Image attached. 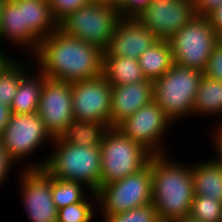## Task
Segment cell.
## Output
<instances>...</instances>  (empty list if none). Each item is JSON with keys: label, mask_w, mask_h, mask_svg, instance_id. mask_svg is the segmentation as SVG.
I'll return each instance as SVG.
<instances>
[{"label": "cell", "mask_w": 222, "mask_h": 222, "mask_svg": "<svg viewBox=\"0 0 222 222\" xmlns=\"http://www.w3.org/2000/svg\"><path fill=\"white\" fill-rule=\"evenodd\" d=\"M103 56L98 47L57 28L40 41L31 59L45 77L74 83L103 75Z\"/></svg>", "instance_id": "1"}, {"label": "cell", "mask_w": 222, "mask_h": 222, "mask_svg": "<svg viewBox=\"0 0 222 222\" xmlns=\"http://www.w3.org/2000/svg\"><path fill=\"white\" fill-rule=\"evenodd\" d=\"M168 154L151 156L152 204L161 222L190 216L194 198L191 163Z\"/></svg>", "instance_id": "2"}, {"label": "cell", "mask_w": 222, "mask_h": 222, "mask_svg": "<svg viewBox=\"0 0 222 222\" xmlns=\"http://www.w3.org/2000/svg\"><path fill=\"white\" fill-rule=\"evenodd\" d=\"M47 158L27 162L21 169H44L51 177L83 183L92 192L100 188V146H78L54 138ZM51 154V155H50ZM27 164V165H26Z\"/></svg>", "instance_id": "3"}, {"label": "cell", "mask_w": 222, "mask_h": 222, "mask_svg": "<svg viewBox=\"0 0 222 222\" xmlns=\"http://www.w3.org/2000/svg\"><path fill=\"white\" fill-rule=\"evenodd\" d=\"M203 76L200 70L173 64L161 78L153 81V100L173 123L191 117Z\"/></svg>", "instance_id": "4"}, {"label": "cell", "mask_w": 222, "mask_h": 222, "mask_svg": "<svg viewBox=\"0 0 222 222\" xmlns=\"http://www.w3.org/2000/svg\"><path fill=\"white\" fill-rule=\"evenodd\" d=\"M100 150V187L140 171L152 156L141 144L128 138L116 127L106 131Z\"/></svg>", "instance_id": "5"}, {"label": "cell", "mask_w": 222, "mask_h": 222, "mask_svg": "<svg viewBox=\"0 0 222 222\" xmlns=\"http://www.w3.org/2000/svg\"><path fill=\"white\" fill-rule=\"evenodd\" d=\"M120 18L119 9L115 6L88 3L68 14L58 23V28L68 36L105 51Z\"/></svg>", "instance_id": "6"}, {"label": "cell", "mask_w": 222, "mask_h": 222, "mask_svg": "<svg viewBox=\"0 0 222 222\" xmlns=\"http://www.w3.org/2000/svg\"><path fill=\"white\" fill-rule=\"evenodd\" d=\"M151 188L150 158L149 163L140 171L99 188L96 192L98 215L118 214L151 204Z\"/></svg>", "instance_id": "7"}, {"label": "cell", "mask_w": 222, "mask_h": 222, "mask_svg": "<svg viewBox=\"0 0 222 222\" xmlns=\"http://www.w3.org/2000/svg\"><path fill=\"white\" fill-rule=\"evenodd\" d=\"M173 64L204 71L220 37L205 16H195L169 40Z\"/></svg>", "instance_id": "8"}, {"label": "cell", "mask_w": 222, "mask_h": 222, "mask_svg": "<svg viewBox=\"0 0 222 222\" xmlns=\"http://www.w3.org/2000/svg\"><path fill=\"white\" fill-rule=\"evenodd\" d=\"M54 138L46 129L38 113H11L6 127L0 135V141L10 158L17 164L34 156L45 143L52 144Z\"/></svg>", "instance_id": "9"}, {"label": "cell", "mask_w": 222, "mask_h": 222, "mask_svg": "<svg viewBox=\"0 0 222 222\" xmlns=\"http://www.w3.org/2000/svg\"><path fill=\"white\" fill-rule=\"evenodd\" d=\"M172 125L173 122L162 111L160 105L152 100L116 128L128 138L141 144L152 155H162L171 154L165 150L163 142L164 135L168 133L167 129Z\"/></svg>", "instance_id": "10"}, {"label": "cell", "mask_w": 222, "mask_h": 222, "mask_svg": "<svg viewBox=\"0 0 222 222\" xmlns=\"http://www.w3.org/2000/svg\"><path fill=\"white\" fill-rule=\"evenodd\" d=\"M74 119L102 122L110 128L112 86L103 75L71 83Z\"/></svg>", "instance_id": "11"}, {"label": "cell", "mask_w": 222, "mask_h": 222, "mask_svg": "<svg viewBox=\"0 0 222 222\" xmlns=\"http://www.w3.org/2000/svg\"><path fill=\"white\" fill-rule=\"evenodd\" d=\"M21 201L29 222H57L58 210L52 200L51 176L44 169H20ZM21 180V181H20Z\"/></svg>", "instance_id": "12"}, {"label": "cell", "mask_w": 222, "mask_h": 222, "mask_svg": "<svg viewBox=\"0 0 222 222\" xmlns=\"http://www.w3.org/2000/svg\"><path fill=\"white\" fill-rule=\"evenodd\" d=\"M37 113L52 137H59L74 119L71 83L45 77Z\"/></svg>", "instance_id": "13"}, {"label": "cell", "mask_w": 222, "mask_h": 222, "mask_svg": "<svg viewBox=\"0 0 222 222\" xmlns=\"http://www.w3.org/2000/svg\"><path fill=\"white\" fill-rule=\"evenodd\" d=\"M196 16L191 0L150 2L137 19L159 40H169Z\"/></svg>", "instance_id": "14"}, {"label": "cell", "mask_w": 222, "mask_h": 222, "mask_svg": "<svg viewBox=\"0 0 222 222\" xmlns=\"http://www.w3.org/2000/svg\"><path fill=\"white\" fill-rule=\"evenodd\" d=\"M159 39L137 18L121 17L110 38L104 56L129 57L139 60L144 50Z\"/></svg>", "instance_id": "15"}, {"label": "cell", "mask_w": 222, "mask_h": 222, "mask_svg": "<svg viewBox=\"0 0 222 222\" xmlns=\"http://www.w3.org/2000/svg\"><path fill=\"white\" fill-rule=\"evenodd\" d=\"M153 81L112 86L110 127H117L153 100Z\"/></svg>", "instance_id": "16"}, {"label": "cell", "mask_w": 222, "mask_h": 222, "mask_svg": "<svg viewBox=\"0 0 222 222\" xmlns=\"http://www.w3.org/2000/svg\"><path fill=\"white\" fill-rule=\"evenodd\" d=\"M10 43L33 57L40 42L23 26L22 0H4L0 17V42ZM25 47V49H24Z\"/></svg>", "instance_id": "17"}, {"label": "cell", "mask_w": 222, "mask_h": 222, "mask_svg": "<svg viewBox=\"0 0 222 222\" xmlns=\"http://www.w3.org/2000/svg\"><path fill=\"white\" fill-rule=\"evenodd\" d=\"M194 195L222 202V162L215 157L191 163Z\"/></svg>", "instance_id": "18"}, {"label": "cell", "mask_w": 222, "mask_h": 222, "mask_svg": "<svg viewBox=\"0 0 222 222\" xmlns=\"http://www.w3.org/2000/svg\"><path fill=\"white\" fill-rule=\"evenodd\" d=\"M23 26L40 42L58 28L48 0H22Z\"/></svg>", "instance_id": "19"}, {"label": "cell", "mask_w": 222, "mask_h": 222, "mask_svg": "<svg viewBox=\"0 0 222 222\" xmlns=\"http://www.w3.org/2000/svg\"><path fill=\"white\" fill-rule=\"evenodd\" d=\"M45 82V76L37 69L29 71L18 85L17 92L10 105L11 113H37L40 92Z\"/></svg>", "instance_id": "20"}, {"label": "cell", "mask_w": 222, "mask_h": 222, "mask_svg": "<svg viewBox=\"0 0 222 222\" xmlns=\"http://www.w3.org/2000/svg\"><path fill=\"white\" fill-rule=\"evenodd\" d=\"M195 115L222 117V82L206 76L202 77L192 109V116ZM216 121L217 125L214 128L222 123V118Z\"/></svg>", "instance_id": "21"}, {"label": "cell", "mask_w": 222, "mask_h": 222, "mask_svg": "<svg viewBox=\"0 0 222 222\" xmlns=\"http://www.w3.org/2000/svg\"><path fill=\"white\" fill-rule=\"evenodd\" d=\"M138 61L147 80L155 81L161 78L173 65L169 41L158 40L142 52Z\"/></svg>", "instance_id": "22"}, {"label": "cell", "mask_w": 222, "mask_h": 222, "mask_svg": "<svg viewBox=\"0 0 222 222\" xmlns=\"http://www.w3.org/2000/svg\"><path fill=\"white\" fill-rule=\"evenodd\" d=\"M103 76L111 86L146 80L139 61L129 57L103 56Z\"/></svg>", "instance_id": "23"}, {"label": "cell", "mask_w": 222, "mask_h": 222, "mask_svg": "<svg viewBox=\"0 0 222 222\" xmlns=\"http://www.w3.org/2000/svg\"><path fill=\"white\" fill-rule=\"evenodd\" d=\"M108 129L109 127L102 122L72 119L57 138L78 146H100Z\"/></svg>", "instance_id": "24"}, {"label": "cell", "mask_w": 222, "mask_h": 222, "mask_svg": "<svg viewBox=\"0 0 222 222\" xmlns=\"http://www.w3.org/2000/svg\"><path fill=\"white\" fill-rule=\"evenodd\" d=\"M91 192L83 183L51 177L52 200L57 210L82 202Z\"/></svg>", "instance_id": "25"}, {"label": "cell", "mask_w": 222, "mask_h": 222, "mask_svg": "<svg viewBox=\"0 0 222 222\" xmlns=\"http://www.w3.org/2000/svg\"><path fill=\"white\" fill-rule=\"evenodd\" d=\"M26 62L15 59L0 73V103L10 107L21 79L31 70Z\"/></svg>", "instance_id": "26"}, {"label": "cell", "mask_w": 222, "mask_h": 222, "mask_svg": "<svg viewBox=\"0 0 222 222\" xmlns=\"http://www.w3.org/2000/svg\"><path fill=\"white\" fill-rule=\"evenodd\" d=\"M89 197L87 196L82 202L73 203L59 209L57 222H93L97 214L95 210H98L97 194L91 192Z\"/></svg>", "instance_id": "27"}, {"label": "cell", "mask_w": 222, "mask_h": 222, "mask_svg": "<svg viewBox=\"0 0 222 222\" xmlns=\"http://www.w3.org/2000/svg\"><path fill=\"white\" fill-rule=\"evenodd\" d=\"M190 216L201 222H222V202L194 195Z\"/></svg>", "instance_id": "28"}, {"label": "cell", "mask_w": 222, "mask_h": 222, "mask_svg": "<svg viewBox=\"0 0 222 222\" xmlns=\"http://www.w3.org/2000/svg\"><path fill=\"white\" fill-rule=\"evenodd\" d=\"M101 218V222H161L152 203L118 214L101 215Z\"/></svg>", "instance_id": "29"}, {"label": "cell", "mask_w": 222, "mask_h": 222, "mask_svg": "<svg viewBox=\"0 0 222 222\" xmlns=\"http://www.w3.org/2000/svg\"><path fill=\"white\" fill-rule=\"evenodd\" d=\"M52 15L59 23L68 14L89 3L88 0H48Z\"/></svg>", "instance_id": "30"}, {"label": "cell", "mask_w": 222, "mask_h": 222, "mask_svg": "<svg viewBox=\"0 0 222 222\" xmlns=\"http://www.w3.org/2000/svg\"><path fill=\"white\" fill-rule=\"evenodd\" d=\"M203 75L222 82V42L219 41L213 48Z\"/></svg>", "instance_id": "31"}, {"label": "cell", "mask_w": 222, "mask_h": 222, "mask_svg": "<svg viewBox=\"0 0 222 222\" xmlns=\"http://www.w3.org/2000/svg\"><path fill=\"white\" fill-rule=\"evenodd\" d=\"M151 0H126L119 9L121 17L137 18L147 8Z\"/></svg>", "instance_id": "32"}, {"label": "cell", "mask_w": 222, "mask_h": 222, "mask_svg": "<svg viewBox=\"0 0 222 222\" xmlns=\"http://www.w3.org/2000/svg\"><path fill=\"white\" fill-rule=\"evenodd\" d=\"M15 165V166H13ZM16 163L10 158L8 152L0 141V185H4L5 180H8V173L12 171V167H16ZM0 186V187H1Z\"/></svg>", "instance_id": "33"}, {"label": "cell", "mask_w": 222, "mask_h": 222, "mask_svg": "<svg viewBox=\"0 0 222 222\" xmlns=\"http://www.w3.org/2000/svg\"><path fill=\"white\" fill-rule=\"evenodd\" d=\"M222 0H195L194 7L196 16H206L221 4Z\"/></svg>", "instance_id": "34"}, {"label": "cell", "mask_w": 222, "mask_h": 222, "mask_svg": "<svg viewBox=\"0 0 222 222\" xmlns=\"http://www.w3.org/2000/svg\"><path fill=\"white\" fill-rule=\"evenodd\" d=\"M213 30L220 37L222 35V2L217 8L205 16Z\"/></svg>", "instance_id": "35"}, {"label": "cell", "mask_w": 222, "mask_h": 222, "mask_svg": "<svg viewBox=\"0 0 222 222\" xmlns=\"http://www.w3.org/2000/svg\"><path fill=\"white\" fill-rule=\"evenodd\" d=\"M11 115L10 107H7L0 103V135L4 128L6 127V124L8 123Z\"/></svg>", "instance_id": "36"}, {"label": "cell", "mask_w": 222, "mask_h": 222, "mask_svg": "<svg viewBox=\"0 0 222 222\" xmlns=\"http://www.w3.org/2000/svg\"><path fill=\"white\" fill-rule=\"evenodd\" d=\"M11 56L12 54L10 55L7 52H5L4 46L1 47L0 45V73L14 61L15 58Z\"/></svg>", "instance_id": "37"}, {"label": "cell", "mask_w": 222, "mask_h": 222, "mask_svg": "<svg viewBox=\"0 0 222 222\" xmlns=\"http://www.w3.org/2000/svg\"><path fill=\"white\" fill-rule=\"evenodd\" d=\"M211 143L214 147L217 158L222 162V138H211Z\"/></svg>", "instance_id": "38"}, {"label": "cell", "mask_w": 222, "mask_h": 222, "mask_svg": "<svg viewBox=\"0 0 222 222\" xmlns=\"http://www.w3.org/2000/svg\"><path fill=\"white\" fill-rule=\"evenodd\" d=\"M210 135L212 138H222V123L217 128L213 129Z\"/></svg>", "instance_id": "39"}, {"label": "cell", "mask_w": 222, "mask_h": 222, "mask_svg": "<svg viewBox=\"0 0 222 222\" xmlns=\"http://www.w3.org/2000/svg\"><path fill=\"white\" fill-rule=\"evenodd\" d=\"M172 222H201V221H199L195 218H192L191 216H185L182 218L175 219Z\"/></svg>", "instance_id": "40"}, {"label": "cell", "mask_w": 222, "mask_h": 222, "mask_svg": "<svg viewBox=\"0 0 222 222\" xmlns=\"http://www.w3.org/2000/svg\"><path fill=\"white\" fill-rule=\"evenodd\" d=\"M126 0H109V4L111 6H115L118 9H120L124 4H125Z\"/></svg>", "instance_id": "41"}, {"label": "cell", "mask_w": 222, "mask_h": 222, "mask_svg": "<svg viewBox=\"0 0 222 222\" xmlns=\"http://www.w3.org/2000/svg\"><path fill=\"white\" fill-rule=\"evenodd\" d=\"M89 3L109 4V0H88Z\"/></svg>", "instance_id": "42"}, {"label": "cell", "mask_w": 222, "mask_h": 222, "mask_svg": "<svg viewBox=\"0 0 222 222\" xmlns=\"http://www.w3.org/2000/svg\"><path fill=\"white\" fill-rule=\"evenodd\" d=\"M3 3H4V0H0V17H1V11H2Z\"/></svg>", "instance_id": "43"}, {"label": "cell", "mask_w": 222, "mask_h": 222, "mask_svg": "<svg viewBox=\"0 0 222 222\" xmlns=\"http://www.w3.org/2000/svg\"><path fill=\"white\" fill-rule=\"evenodd\" d=\"M161 1H170V0H151V2H161Z\"/></svg>", "instance_id": "44"}]
</instances>
